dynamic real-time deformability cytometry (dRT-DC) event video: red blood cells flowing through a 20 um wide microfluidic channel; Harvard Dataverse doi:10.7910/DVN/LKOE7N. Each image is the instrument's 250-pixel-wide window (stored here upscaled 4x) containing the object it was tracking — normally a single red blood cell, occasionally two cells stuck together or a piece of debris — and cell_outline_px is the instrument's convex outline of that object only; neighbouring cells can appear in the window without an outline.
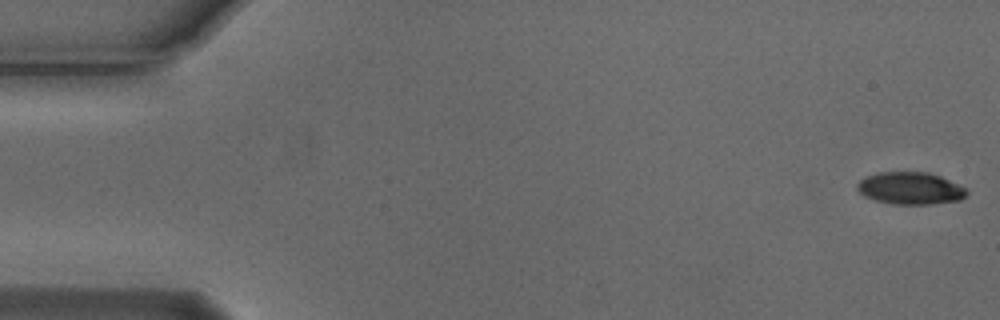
{"species": "Egyptian fruit bat (a non-hibernating species)", "species_latin": "Rousettus aegyptiacus", "temperature_condition": "cold", "stored_images_in_passage": 7, "camera_frame_rate_fps": 3000, "um_per_image_px": 0.085, "animal": {"sex": "male"}, "frame": {"image": 1, "passage_image": 1, "time_ms": 0.0, "image_size_px": [1000, 320], "cell_outline_px": [[968, 192], [960, 200], [928, 204], [892, 204], [876, 200], [864, 196], [856, 188], [856, 184], [864, 176], [876, 172], [928, 172], [940, 176], [964, 188]], "centroid_in_image_um": [77.31, 15.99], "position_along_channel_um": 7.7, "area_um2": 20.46}}
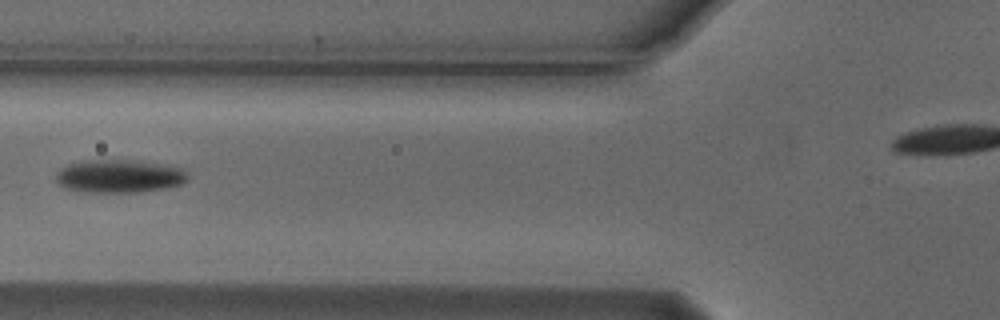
{"frame": {"image": 2, "passage_image": 6, "time_ms": 1.667, "image_size_px": [1000, 320], "cell_outline_px": [[188, 176], [180, 184], [164, 188], [140, 192], [80, 192], [64, 188], [56, 180], [56, 172], [60, 168], [68, 164], [88, 160], [128, 160], [164, 164], [184, 168]], "centroid_in_image_um": [10.1, 14.97], "position_along_channel_um": 115.7, "area_um2": 25.43}}
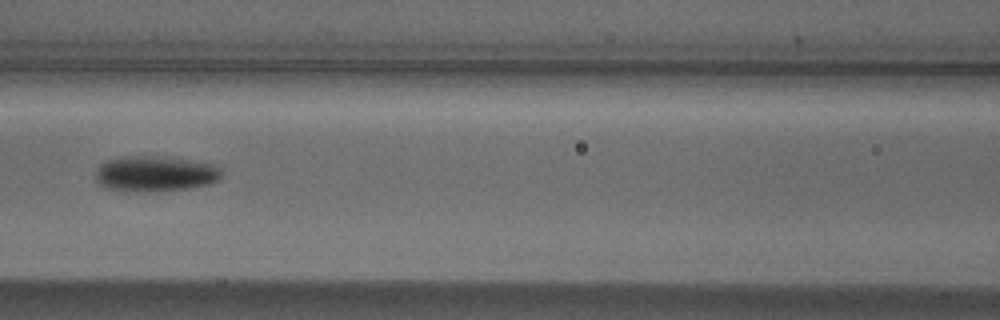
{"frame": {"image": 3, "passage_image": 7, "time_ms": 2.0, "image_size_px": [1000, 320], "cell_outline_px": [[220, 176], [216, 180], [208, 184], [188, 188], [136, 192], [104, 188], [96, 180], [96, 172], [100, 164], [108, 160], [120, 156], [164, 156], [220, 164]], "centroid_in_image_um": [13.18, 14.74], "position_along_channel_um": 153.4, "area_um2": 26.24}}